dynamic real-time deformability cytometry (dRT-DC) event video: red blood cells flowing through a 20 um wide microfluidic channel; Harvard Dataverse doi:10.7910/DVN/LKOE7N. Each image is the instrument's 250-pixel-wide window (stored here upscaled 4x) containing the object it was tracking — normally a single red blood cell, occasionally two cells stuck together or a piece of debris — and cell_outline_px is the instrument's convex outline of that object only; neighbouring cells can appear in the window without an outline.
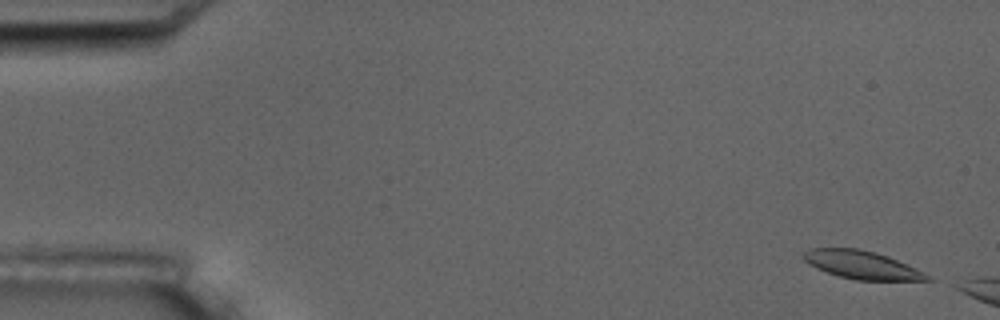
{"species": "common noctule bat (a hibernating species)", "species_latin": "Nyctalus noctula", "temperature_condition": "room temperature", "stored_images_in_passage": 5, "camera_frame_rate_fps": 3000, "um_per_image_px": 0.085, "animal": {"sex": "male", "body_mass_g": 17.5, "forearm_length_mm": 52.3}, "frame": {"image": 1, "passage_image": 1, "time_ms": 0.0, "image_size_px": [1000, 320], "cell_outline_px": [[936, 280], [856, 280], [840, 276], [816, 268], [808, 264], [800, 256], [800, 252], [808, 248], [860, 248], [876, 252], [888, 256], [916, 268]], "centroid_in_image_um": [73.2, 22.49], "position_along_channel_um": 11.8, "area_um2": 20.4}}